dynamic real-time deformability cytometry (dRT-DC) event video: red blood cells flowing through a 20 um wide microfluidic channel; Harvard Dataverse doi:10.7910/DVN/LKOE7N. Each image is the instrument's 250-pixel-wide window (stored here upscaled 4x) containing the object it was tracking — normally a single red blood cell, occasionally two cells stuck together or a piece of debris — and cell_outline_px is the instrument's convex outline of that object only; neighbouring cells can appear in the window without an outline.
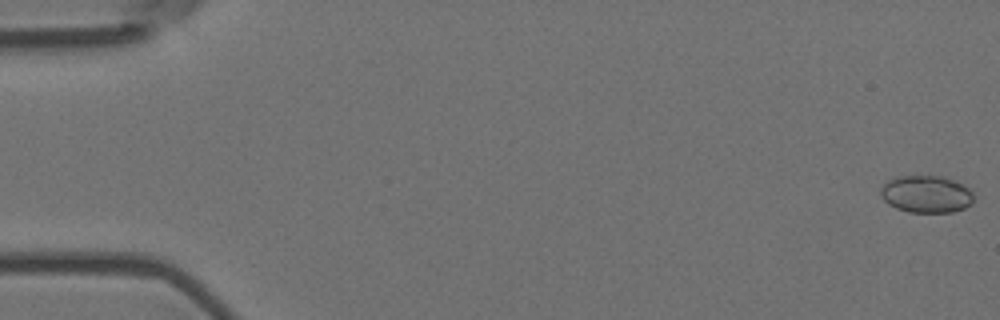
{"species": "Egyptian fruit bat (a non-hibernating species)", "species_latin": "Rousettus aegyptiacus", "temperature_condition": "room temperature", "stored_images_in_passage": 5, "camera_frame_rate_fps": 3000, "um_per_image_px": 0.085, "animal": {"sex": "female"}, "frame": {"image": 1, "passage_image": 1, "time_ms": 0.0, "image_size_px": [1000, 320], "cell_outline_px": [[972, 204], [964, 208], [952, 212], [908, 212], [896, 208], [888, 204], [880, 196], [880, 188], [888, 180], [896, 176], [944, 176], [956, 180], [968, 188], [972, 192]], "centroid_in_image_um": [78.71, 16.49], "position_along_channel_um": 6.3, "area_um2": 20.35}}
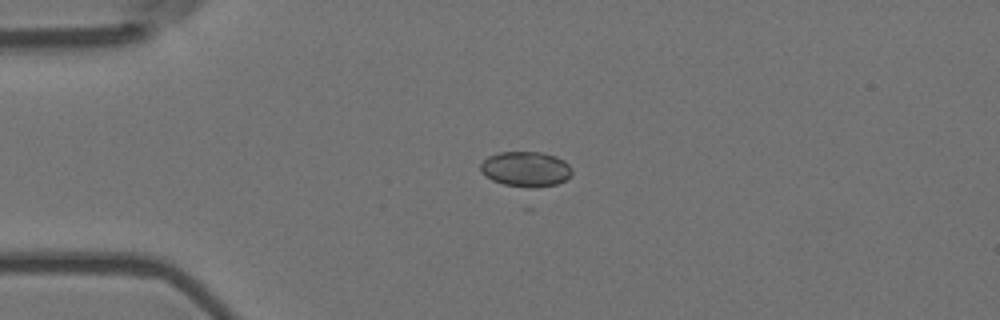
{"frame": {"image": 2, "passage_image": 4, "time_ms": 1.0, "image_size_px": [1000, 320], "cell_outline_px": [[572, 172], [564, 180], [556, 184], [532, 188], [504, 184], [492, 180], [480, 172], [480, 164], [488, 156], [496, 152], [544, 152], [556, 156], [564, 160], [572, 168]], "centroid_in_image_um": [44.67, 14.35], "position_along_channel_um": 40.3, "area_um2": 18.79}}